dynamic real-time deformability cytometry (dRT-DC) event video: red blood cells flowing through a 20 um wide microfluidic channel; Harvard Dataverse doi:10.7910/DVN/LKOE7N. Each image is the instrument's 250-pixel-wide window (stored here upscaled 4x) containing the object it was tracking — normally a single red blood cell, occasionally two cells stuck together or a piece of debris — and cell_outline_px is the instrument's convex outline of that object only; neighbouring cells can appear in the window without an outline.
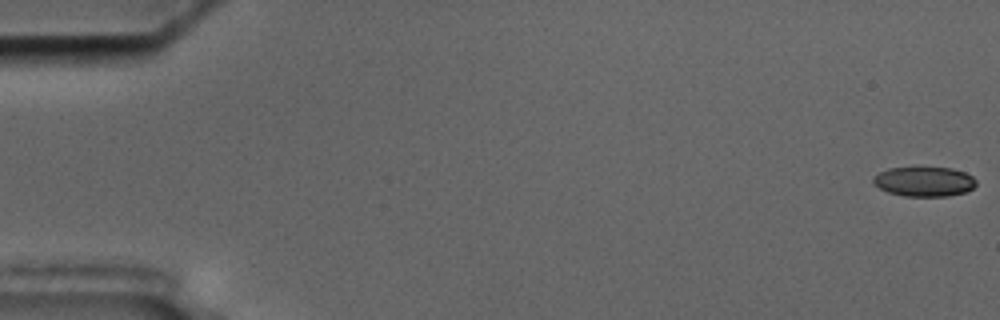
{"species": "common noctule bat (a hibernating species)", "species_latin": "Nyctalus noctula", "temperature_condition": "cold", "stored_images_in_passage": 10, "camera_frame_rate_fps": 3000, "um_per_image_px": 0.085, "animal": {"sex": "male", "body_mass_g": 17.5, "forearm_length_mm": 52.3}, "frame": {"image": 1, "passage_image": 1, "time_ms": 0.0, "image_size_px": [1000, 320], "cell_outline_px": [[976, 184], [968, 192], [948, 196], [904, 196], [888, 192], [872, 184], [872, 176], [888, 168], [916, 164], [952, 168], [964, 172], [972, 176], [976, 180]], "centroid_in_image_um": [78.52, 15.38], "position_along_channel_um": 6.5, "area_um2": 18.79}}